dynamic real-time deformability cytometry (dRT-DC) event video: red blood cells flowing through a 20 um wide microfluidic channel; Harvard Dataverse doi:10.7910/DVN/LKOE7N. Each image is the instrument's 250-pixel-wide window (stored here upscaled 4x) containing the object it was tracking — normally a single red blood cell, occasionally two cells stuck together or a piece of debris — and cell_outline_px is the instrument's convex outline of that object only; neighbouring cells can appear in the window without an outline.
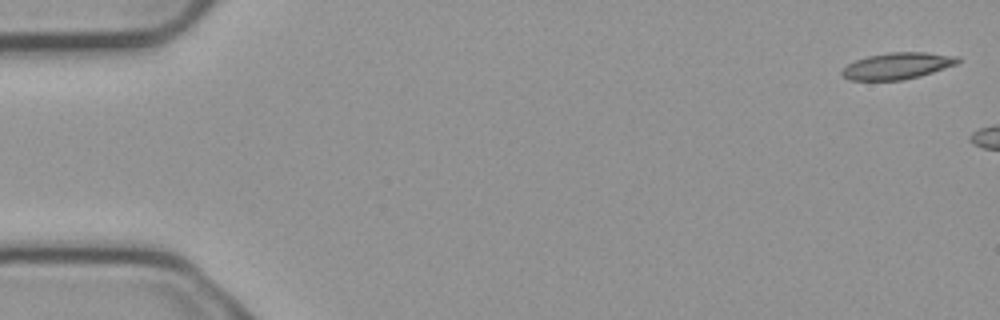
{"species": "common noctule bat (a hibernating species)", "species_latin": "Nyctalus noctula", "temperature_condition": "cold", "stored_images_in_passage": 3, "camera_frame_rate_fps": 3000, "um_per_image_px": 0.085, "animal": {"sex": "male", "body_mass_g": 23.1, "forearm_length_mm": 52.7}, "frame": {"image": 1, "passage_image": 1, "time_ms": 0.0, "image_size_px": [1000, 320], "cell_outline_px": [[960, 60], [956, 64], [920, 76], [900, 80], [852, 80], [844, 76], [840, 72], [848, 64], [856, 60], [868, 56], [888, 52], [924, 52], [960, 56]], "centroid_in_image_um": [76.29, 5.59], "position_along_channel_um": 8.7, "area_um2": 17.74}}